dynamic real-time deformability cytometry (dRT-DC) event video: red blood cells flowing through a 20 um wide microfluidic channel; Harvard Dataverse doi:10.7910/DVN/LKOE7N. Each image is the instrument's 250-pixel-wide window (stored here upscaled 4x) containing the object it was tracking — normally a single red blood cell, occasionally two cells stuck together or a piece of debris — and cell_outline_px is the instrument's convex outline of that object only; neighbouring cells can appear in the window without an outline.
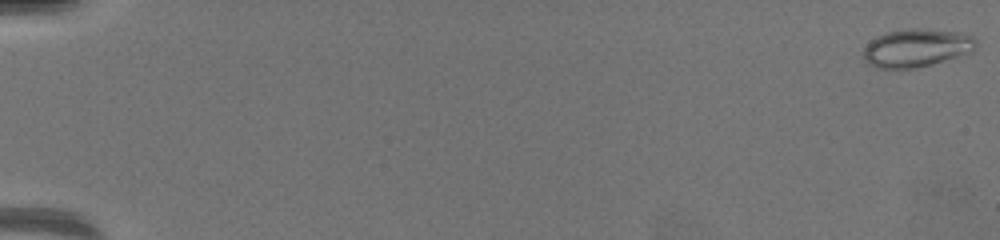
{"species": "common noctule bat (a hibernating species)", "species_latin": "Nyctalus noctula", "temperature_condition": "warm", "stored_images_in_passage": 65, "camera_frame_rate_fps": 3000, "um_per_image_px": 0.085, "animal": {"sex": "female", "body_mass_g": 19.5, "forearm_length_mm": 54.1}, "frame": {"image": 1, "passage_image": 1, "time_ms": 0.0, "image_size_px": [1000, 240], "cell_outline_px": [[976, 44], [972, 52], [916, 68], [880, 68], [868, 64], [864, 60], [864, 48], [876, 36], [888, 32], [912, 28], [920, 28], [960, 32], [972, 36], [976, 40]], "centroid_in_image_um": [77.9, 4.06], "position_along_channel_um": 7.1, "area_um2": 24.74}}
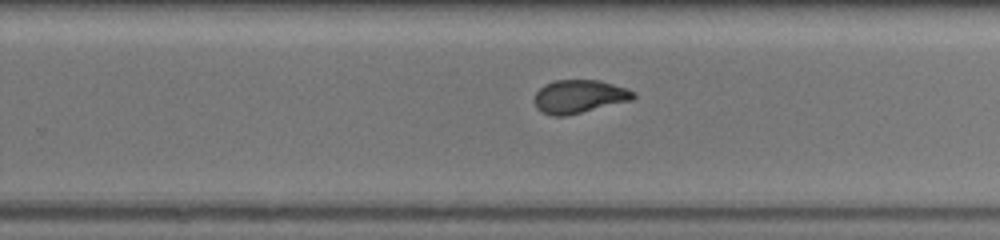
{"frame": {"image": 2, "passage_image": 44, "time_ms": 14.333, "image_size_px": [1000, 240], "cell_outline_px": [[636, 96], [632, 100], [564, 116], [552, 116], [540, 112], [536, 108], [532, 100], [536, 92], [544, 84], [556, 80], [600, 80], [636, 92]], "centroid_in_image_um": [49.17, 8.2], "position_along_channel_um": 280.6, "area_um2": 19.25}}
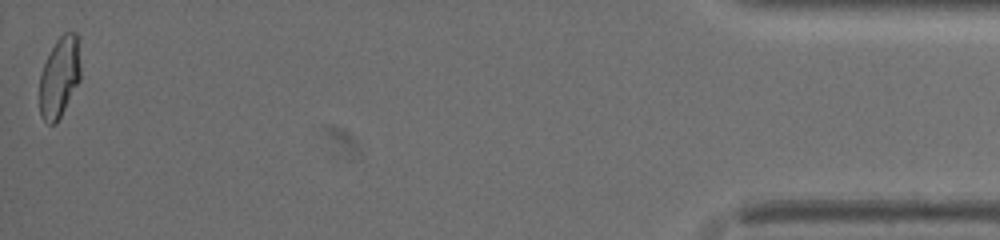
{"frame": {"image": 3, "passage_image": 65, "time_ms": 21.333, "image_size_px": [1000, 240], "cell_outline_px": [[80, 80], [56, 124], [48, 124], [40, 116], [40, 76], [44, 64], [56, 40], [64, 32], [76, 32], [80, 68]], "centroid_in_image_um": [5.05, 6.58], "position_along_channel_um": 430.2, "area_um2": 18.96}, "authors_computed_cell_mechanics": {"area_um2": 20.1144, "velocity_mm_per_s": 3.3355, "shape_relaxation_time_tau1_ms": null, "shape_relaxation_time_tau2_ms": 1.2401, "deformation_change_tau1": null, "deformation_change_tau2": 0.0669}}